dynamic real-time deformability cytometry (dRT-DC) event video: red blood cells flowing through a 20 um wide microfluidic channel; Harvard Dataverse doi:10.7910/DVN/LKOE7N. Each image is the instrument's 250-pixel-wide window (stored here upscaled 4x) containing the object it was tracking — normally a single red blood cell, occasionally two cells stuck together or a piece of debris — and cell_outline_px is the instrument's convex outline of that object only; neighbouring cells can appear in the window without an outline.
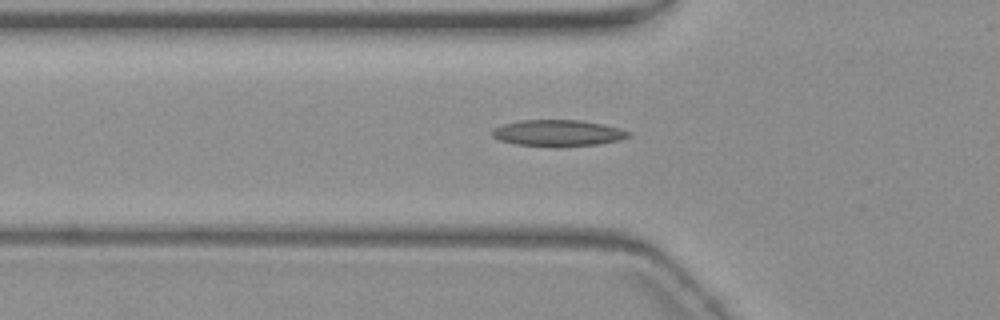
{"species": "common noctule bat (a hibernating species)", "species_latin": "Nyctalus noctula", "temperature_condition": "warm", "stored_images_in_passage": 44, "camera_frame_rate_fps": 3000, "um_per_image_px": 0.085, "animal": {"sex": "female", "body_mass_g": 19.3, "forearm_length_mm": 54.1}, "frame": {"image": 1, "passage_image": 11, "time_ms": 3.333, "image_size_px": [1000, 320], "cell_outline_px": [[632, 136], [620, 140], [600, 144], [516, 144], [500, 140], [492, 136], [492, 132], [496, 128], [504, 124], [520, 120], [580, 120], [604, 124], [632, 132]], "centroid_in_image_um": [47.49, 11.26], "position_along_channel_um": 78.3, "area_um2": 20.06}}
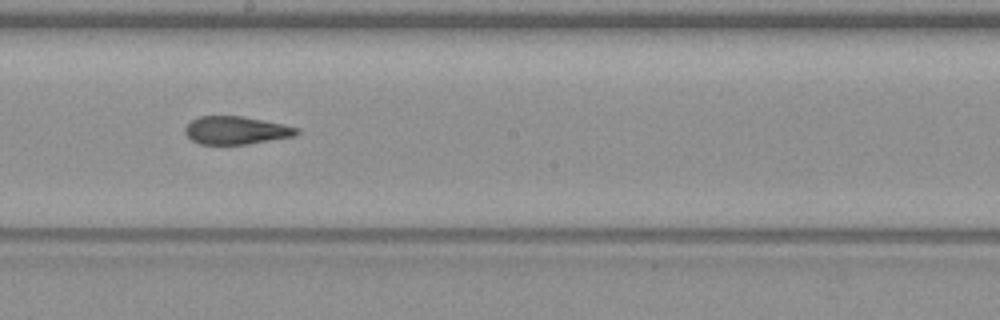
{"frame": {"image": 2, "passage_image": 23, "time_ms": 7.333, "image_size_px": [1000, 320], "cell_outline_px": [[300, 132], [296, 136], [248, 144], [200, 144], [192, 140], [184, 132], [184, 128], [192, 120], [200, 116], [244, 116], [284, 124], [300, 128]], "centroid_in_image_um": [20.11, 11.07], "position_along_channel_um": 228.1, "area_um2": 18.32}}
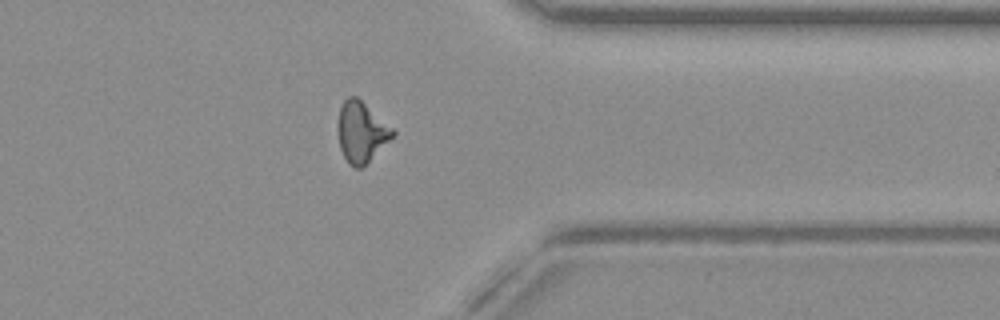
{"frame": {"image": 3, "passage_image": 36, "time_ms": 11.667, "image_size_px": [1000, 320], "cell_outline_px": [[396, 132], [360, 168], [356, 168], [348, 164], [340, 148], [336, 128], [340, 108], [344, 100], [348, 96], [356, 96], [392, 128]], "centroid_in_image_um": [30.64, 11.2], "position_along_channel_um": 380.8, "area_um2": 18.79}, "authors_computed_cell_mechanics": {"area_um2": 18.9295, "velocity_mm_per_s": 3.7196, "shape_relaxation_time_tau1_ms": 7.8617, "shape_relaxation_time_tau2_ms": 1.4329, "deformation_change_tau1": 0.2225, "deformation_change_tau2": 0.0983}}